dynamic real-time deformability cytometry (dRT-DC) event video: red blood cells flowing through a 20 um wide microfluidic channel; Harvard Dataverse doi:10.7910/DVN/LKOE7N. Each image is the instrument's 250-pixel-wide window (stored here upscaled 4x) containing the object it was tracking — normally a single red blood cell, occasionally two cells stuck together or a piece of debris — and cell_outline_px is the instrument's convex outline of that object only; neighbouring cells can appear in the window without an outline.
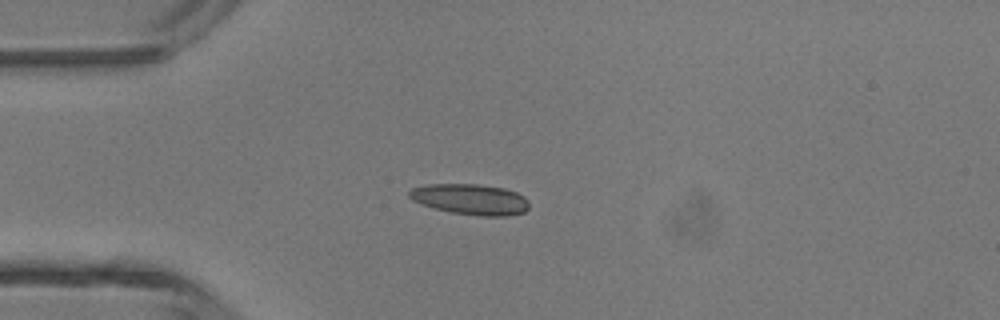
{"species": "common noctule bat (a hibernating species)", "species_latin": "Nyctalus noctula", "temperature_condition": "room temperature", "stored_images_in_passage": 3, "camera_frame_rate_fps": 3000, "um_per_image_px": 0.085, "animal": {"sex": "male", "body_mass_g": 13.3}, "frame": {"image": 1, "passage_image": 3, "time_ms": 0.667, "image_size_px": [1000, 320], "cell_outline_px": [[528, 208], [524, 212], [508, 216], [480, 216], [452, 212], [432, 208], [420, 204], [412, 200], [408, 196], [408, 192], [412, 188], [424, 184], [476, 184], [504, 188], [516, 192], [524, 196], [528, 200]], "centroid_in_image_um": [39.96, 16.94], "position_along_channel_um": 45.0, "area_um2": 21.62}}